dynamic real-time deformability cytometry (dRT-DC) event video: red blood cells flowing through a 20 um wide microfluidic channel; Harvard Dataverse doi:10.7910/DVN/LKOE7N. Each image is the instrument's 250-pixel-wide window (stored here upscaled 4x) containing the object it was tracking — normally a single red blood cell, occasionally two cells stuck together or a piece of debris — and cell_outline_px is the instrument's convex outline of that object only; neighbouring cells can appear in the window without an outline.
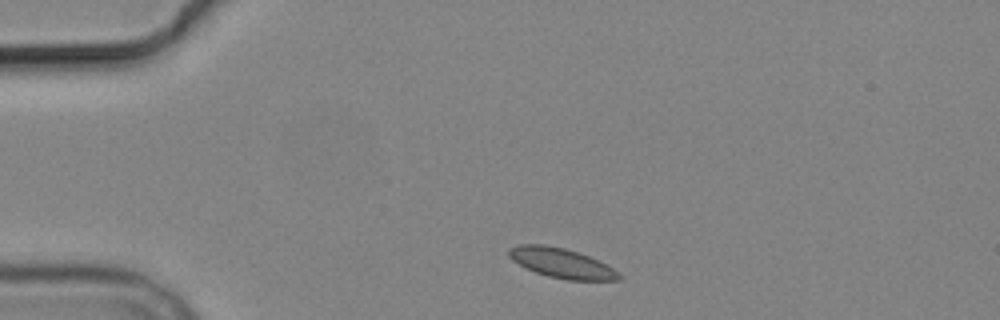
{"species": "common noctule bat (a hibernating species)", "species_latin": "Nyctalus noctula", "temperature_condition": "cold", "stored_images_in_passage": 2, "camera_frame_rate_fps": 3000, "um_per_image_px": 0.085, "animal": {"sex": "male", "body_mass_g": 19.2, "forearm_length_mm": 51.8}, "frame": {"image": 1, "passage_image": 1, "time_ms": 0.0, "image_size_px": [1000, 320], "cell_outline_px": [[624, 276], [620, 280], [568, 280], [548, 276], [536, 272], [512, 260], [508, 256], [508, 248], [520, 244], [544, 244], [564, 248], [580, 252], [612, 268]], "centroid_in_image_um": [47.72, 22.35], "position_along_channel_um": 37.3, "area_um2": 18.96}}